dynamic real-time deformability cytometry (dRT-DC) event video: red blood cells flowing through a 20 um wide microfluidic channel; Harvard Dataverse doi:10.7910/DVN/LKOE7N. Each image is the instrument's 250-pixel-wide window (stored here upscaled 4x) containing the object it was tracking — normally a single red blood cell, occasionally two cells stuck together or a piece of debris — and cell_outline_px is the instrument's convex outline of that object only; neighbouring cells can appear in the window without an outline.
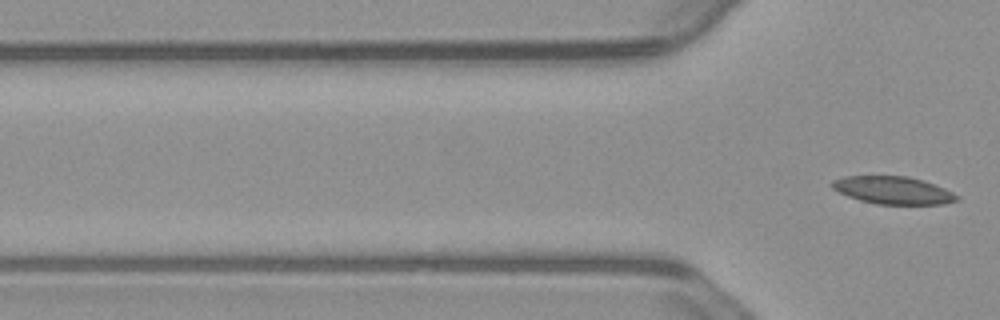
{"species": "common noctule bat (a hibernating species)", "species_latin": "Nyctalus noctula", "temperature_condition": "warm", "stored_images_in_passage": 2, "camera_frame_rate_fps": 3000, "um_per_image_px": 0.085, "animal": {"sex": "male", "body_mass_g": 23.1, "forearm_length_mm": 52.7}, "frame": {"image": 1, "passage_image": 2, "time_ms": 0.333, "image_size_px": [1000, 320], "cell_outline_px": [[960, 200], [944, 204], [876, 204], [860, 200], [848, 196], [832, 188], [828, 184], [832, 180], [844, 176], [908, 176], [944, 188], [960, 196]], "centroid_in_image_um": [75.89, 16.17], "position_along_channel_um": 49.9, "area_um2": 20.06}}